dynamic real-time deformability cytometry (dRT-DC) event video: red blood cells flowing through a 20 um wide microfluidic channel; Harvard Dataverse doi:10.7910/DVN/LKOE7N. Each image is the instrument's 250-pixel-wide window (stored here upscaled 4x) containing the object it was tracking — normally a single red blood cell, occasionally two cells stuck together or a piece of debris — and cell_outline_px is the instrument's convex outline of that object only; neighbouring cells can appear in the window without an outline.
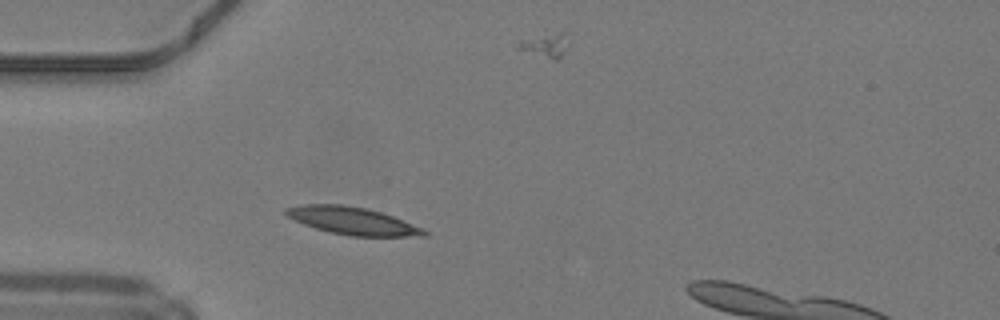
{"species": "common noctule bat (a hibernating species)", "species_latin": "Nyctalus noctula", "temperature_condition": "warm", "stored_images_in_passage": 43, "camera_frame_rate_fps": 3000, "um_per_image_px": 0.085, "animal": {"sex": "male", "body_mass_g": 19.2, "forearm_length_mm": 51.8}, "frame": {"image": 1, "passage_image": 7, "time_ms": 2.0, "image_size_px": [1000, 320], "cell_outline_px": [[428, 236], [348, 236], [328, 232], [304, 224], [288, 216], [284, 212], [284, 208], [300, 204], [344, 204], [368, 208], [392, 216], [424, 228], [428, 232]], "centroid_in_image_um": [29.96, 18.76], "position_along_channel_um": 55.0, "area_um2": 22.25}}
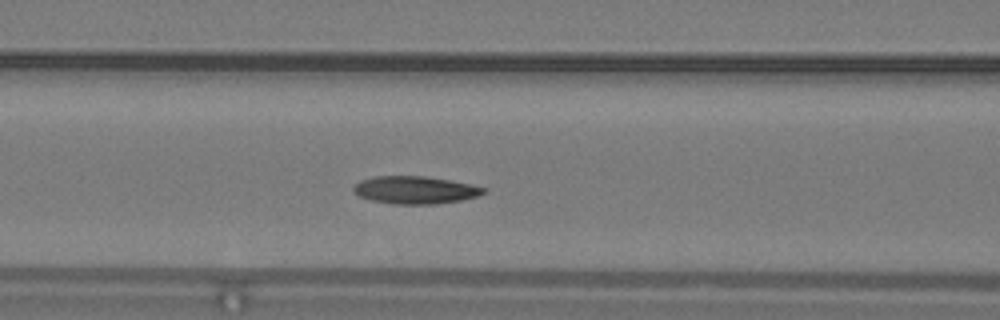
{"frame": {"image": 2, "passage_image": 13, "time_ms": 4.0, "image_size_px": [1000, 320], "cell_outline_px": [[488, 192], [464, 200], [436, 204], [392, 204], [372, 200], [360, 196], [352, 188], [360, 180], [376, 176], [424, 176], [472, 184], [488, 188]], "centroid_in_image_um": [35.35, 16.15], "position_along_channel_um": 131.3, "area_um2": 20.98}, "authors_computed_cell_mechanics": {"area_um2": 20.8658, "velocity_mm_per_s": 4.1683, "shape_relaxation_time_tau1_ms": 3.9296, "shape_relaxation_time_tau2_ms": 2.0559, "deformation_change_tau1": 0.1484, "deformation_change_tau2": 0.0624}}